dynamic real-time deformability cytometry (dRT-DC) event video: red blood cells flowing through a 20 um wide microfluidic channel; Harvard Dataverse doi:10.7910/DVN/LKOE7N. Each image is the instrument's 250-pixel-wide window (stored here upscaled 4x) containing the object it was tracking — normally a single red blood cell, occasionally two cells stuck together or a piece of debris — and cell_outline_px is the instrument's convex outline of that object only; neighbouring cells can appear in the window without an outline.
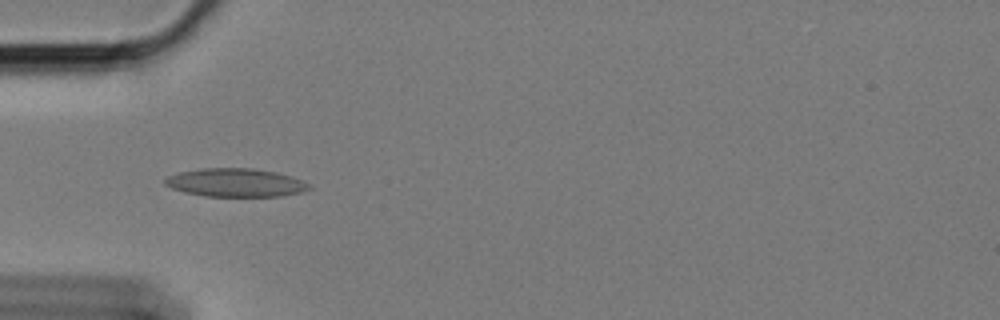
{"species": "Egyptian fruit bat (a non-hibernating species)", "species_latin": "Rousettus aegyptiacus", "temperature_condition": "cold", "stored_images_in_passage": 22, "camera_frame_rate_fps": 3000, "um_per_image_px": 0.085, "animal": {"sex": "female"}, "frame": {"image": 1, "passage_image": 3, "time_ms": 0.667, "image_size_px": [1000, 320], "cell_outline_px": [[312, 188], [300, 192], [280, 196], [204, 196], [184, 192], [172, 188], [164, 184], [164, 180], [168, 176], [180, 172], [200, 168], [252, 168], [276, 172], [304, 180]], "centroid_in_image_um": [20.02, 15.52], "position_along_channel_um": 65.0, "area_um2": 23.76}}
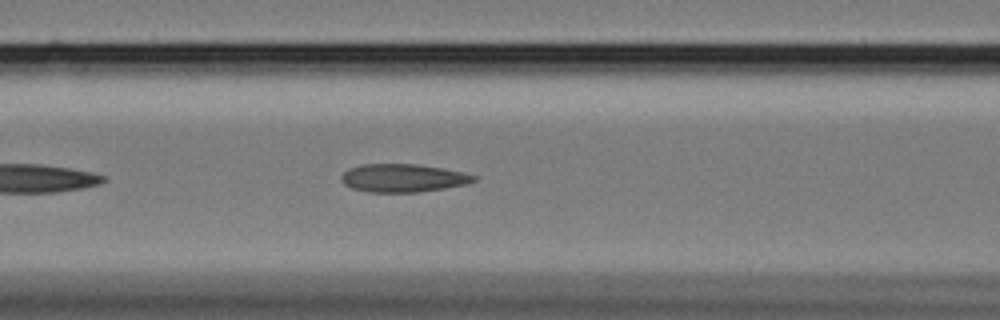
{"frame": {"image": 2, "passage_image": 9, "time_ms": 2.667, "image_size_px": [1000, 320], "cell_outline_px": [[480, 176], [476, 180], [468, 184], [420, 192], [368, 192], [352, 188], [344, 184], [340, 180], [340, 176], [348, 168], [360, 164], [416, 164], [440, 168]], "centroid_in_image_um": [34.23, 15.13], "position_along_channel_um": 132.4, "area_um2": 21.79}}
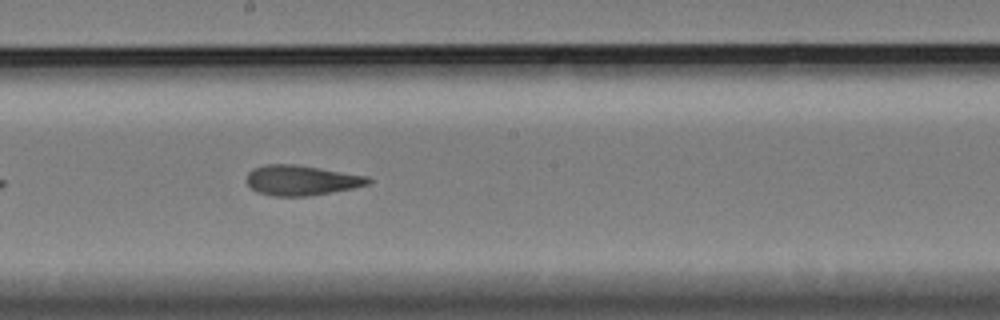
{"frame": {"image": 3, "passage_image": 17, "time_ms": 5.333, "image_size_px": [1000, 320], "cell_outline_px": [[372, 184], [352, 188], [308, 196], [272, 196], [256, 192], [248, 184], [248, 172], [252, 168], [264, 164], [296, 164], [368, 176], [372, 180]], "centroid_in_image_um": [25.62, 15.32], "position_along_channel_um": 222.6, "area_um2": 21.39}}